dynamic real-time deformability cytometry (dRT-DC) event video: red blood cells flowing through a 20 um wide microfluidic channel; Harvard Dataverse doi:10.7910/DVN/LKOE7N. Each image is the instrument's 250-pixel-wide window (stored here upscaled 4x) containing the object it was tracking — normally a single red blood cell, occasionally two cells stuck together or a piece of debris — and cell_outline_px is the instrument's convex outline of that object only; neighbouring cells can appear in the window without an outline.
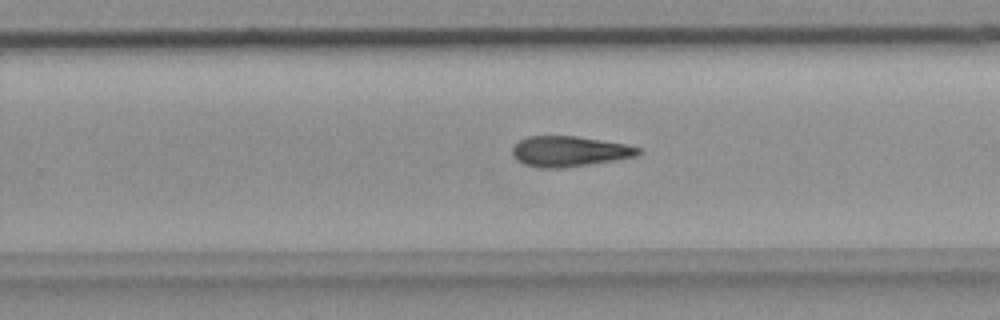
{"species": "common noctule bat (a hibernating species)", "species_latin": "Nyctalus noctula", "temperature_condition": "room temperature", "stored_images_in_passage": 29, "camera_frame_rate_fps": 3000, "um_per_image_px": 0.085, "animal": {"sex": "female", "body_mass_g": 18.4}, "frame": {"image": 1, "passage_image": 21, "time_ms": 6.667, "image_size_px": [1000, 320], "cell_outline_px": [[640, 152], [636, 156], [564, 168], [540, 168], [524, 164], [512, 156], [512, 148], [520, 140], [528, 136], [576, 136], [624, 144], [640, 148]], "centroid_in_image_um": [48.34, 12.86], "position_along_channel_um": 281.5, "area_um2": 22.02}}
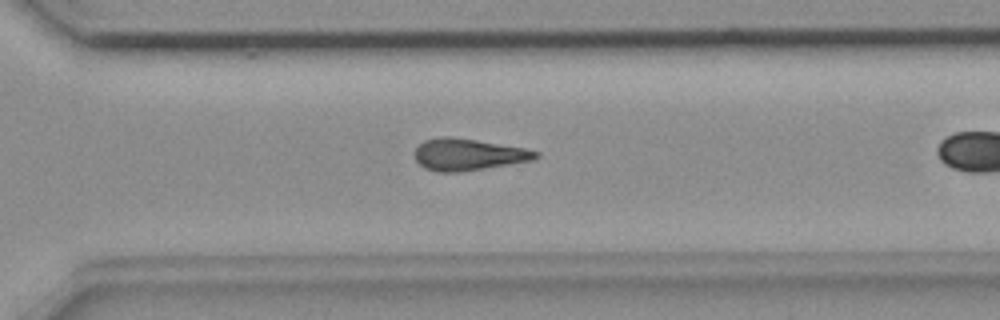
{"frame": {"image": 2, "passage_image": 25, "time_ms": 8.0, "image_size_px": [1000, 320], "cell_outline_px": [[540, 156], [532, 160], [460, 172], [436, 172], [424, 168], [416, 160], [416, 148], [424, 140], [440, 136], [448, 136], [476, 140], [524, 148], [540, 152]], "centroid_in_image_um": [39.78, 13.13], "position_along_channel_um": 330.8, "area_um2": 22.2}}